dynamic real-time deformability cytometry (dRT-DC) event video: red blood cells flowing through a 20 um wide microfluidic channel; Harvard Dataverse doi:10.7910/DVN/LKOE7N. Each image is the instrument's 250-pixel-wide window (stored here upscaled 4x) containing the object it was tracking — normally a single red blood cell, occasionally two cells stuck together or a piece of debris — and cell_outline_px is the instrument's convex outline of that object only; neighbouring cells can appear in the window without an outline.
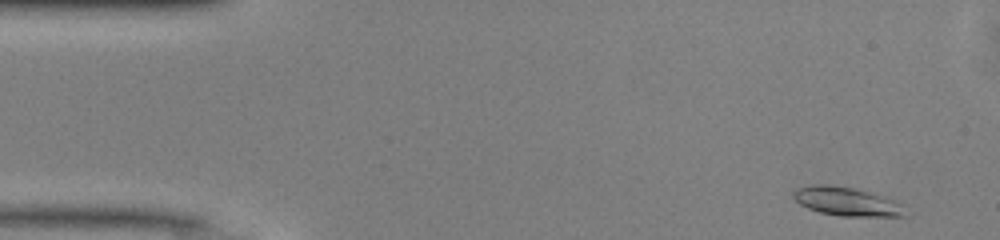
{"species": "common noctule bat (a hibernating species)", "species_latin": "Nyctalus noctula", "temperature_condition": "warm", "stored_images_in_passage": 47, "camera_frame_rate_fps": 3000, "um_per_image_px": 0.085, "animal": {"sex": "male", "body_mass_g": 13.0, "forearm_length_mm": 53.1}, "frame": {"image": 1, "passage_image": 1, "time_ms": 0.0, "image_size_px": [1000, 240], "cell_outline_px": [[908, 216], [840, 216], [820, 212], [808, 208], [800, 204], [792, 196], [792, 192], [796, 188], [816, 184], [828, 184], [852, 188], [868, 192], [892, 200], [900, 204]], "centroid_in_image_um": [71.91, 17.13], "position_along_channel_um": 13.1, "area_um2": 18.38}}
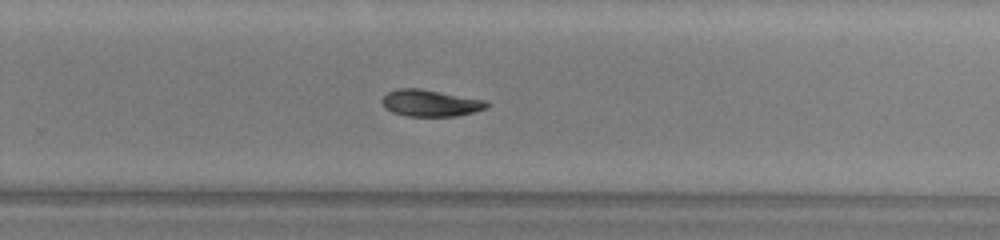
{"frame": {"image": 2, "passage_image": 29, "time_ms": 9.333, "image_size_px": [1000, 240], "cell_outline_px": [[488, 108], [456, 116], [408, 116], [392, 112], [384, 108], [380, 100], [388, 92], [396, 88], [420, 88], [484, 100], [488, 104]], "centroid_in_image_um": [36.53, 8.76], "position_along_channel_um": 293.3, "area_um2": 16.24}}
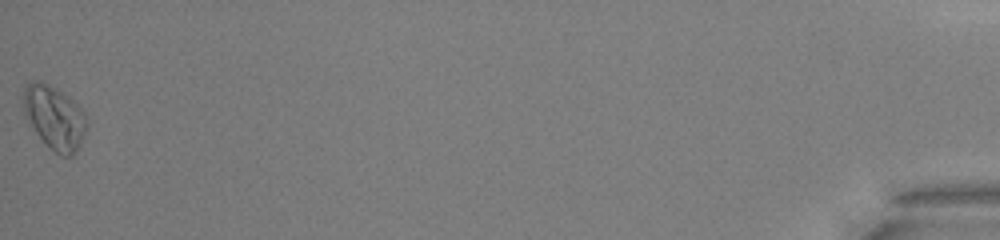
{"frame": {"image": 3, "passage_image": 47, "time_ms": 15.333, "image_size_px": [1000, 240], "cell_outline_px": [[88, 124], [80, 144], [76, 152], [72, 156], [60, 156], [48, 148], [28, 124], [24, 116], [20, 100], [24, 84], [32, 80], [40, 80], [56, 88], [68, 96], [84, 112]], "centroid_in_image_um": [4.55, 9.97], "position_along_channel_um": 430.6, "area_um2": 24.28}, "authors_computed_cell_mechanics": {"area_um2": 16.8198, "velocity_mm_per_s": 4.1192, "shape_relaxation_time_tau1_ms": 3.4077, "shape_relaxation_time_tau2_ms": null, "deformation_change_tau1": 0.0969, "deformation_change_tau2": null}}